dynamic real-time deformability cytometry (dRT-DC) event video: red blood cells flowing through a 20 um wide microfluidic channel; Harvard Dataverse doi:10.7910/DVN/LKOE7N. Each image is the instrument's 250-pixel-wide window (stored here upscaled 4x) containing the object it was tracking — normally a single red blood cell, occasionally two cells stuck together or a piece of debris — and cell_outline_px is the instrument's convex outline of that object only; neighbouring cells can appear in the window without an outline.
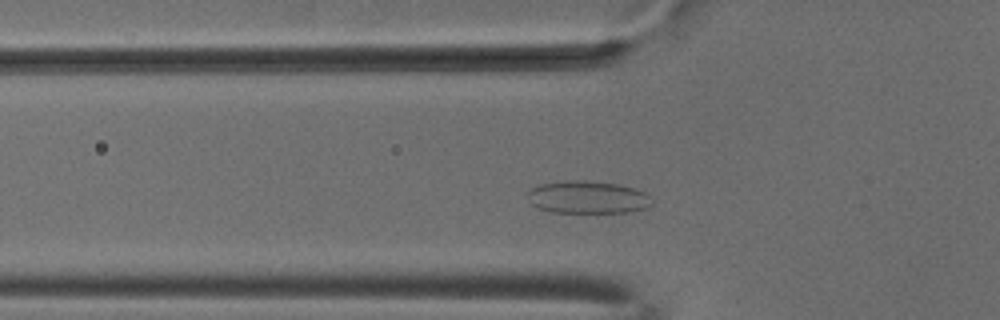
{"species": "common noctule bat (a hibernating species)", "species_latin": "Nyctalus noctula", "temperature_condition": "cold", "stored_images_in_passage": 45, "camera_frame_rate_fps": 3000, "um_per_image_px": 0.085, "animal": {"sex": "male", "body_mass_g": 18.8}, "frame": {"image": 1, "passage_image": 10, "time_ms": 3.0, "image_size_px": [1000, 320], "cell_outline_px": [[652, 204], [648, 208], [628, 212], [552, 212], [540, 208], [532, 204], [528, 200], [528, 192], [532, 188], [540, 184], [564, 180], [584, 180], [620, 184], [636, 188], [644, 192], [648, 196]], "centroid_in_image_um": [49.96, 16.75], "position_along_channel_um": 75.8, "area_um2": 23.64}}
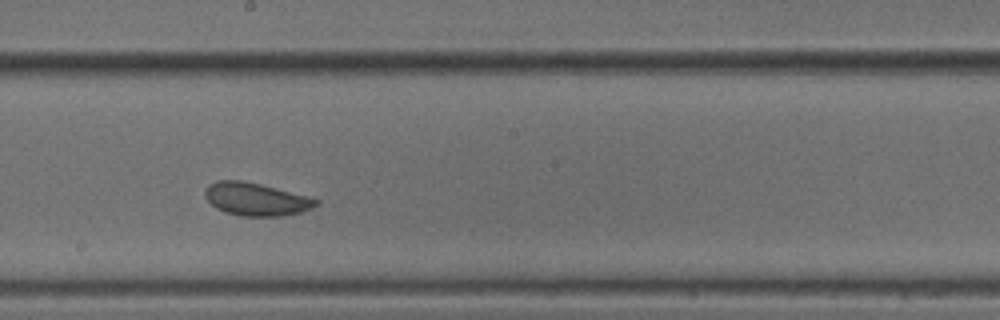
{"frame": {"image": 2, "passage_image": 22, "time_ms": 7.0, "image_size_px": [1000, 320], "cell_outline_px": [[320, 204], [312, 208], [300, 212], [284, 216], [240, 216], [224, 212], [216, 208], [204, 196], [204, 192], [208, 184], [216, 180], [240, 180], [260, 184], [312, 196], [320, 200]], "centroid_in_image_um": [21.8, 16.93], "position_along_channel_um": 226.4, "area_um2": 21.62}}
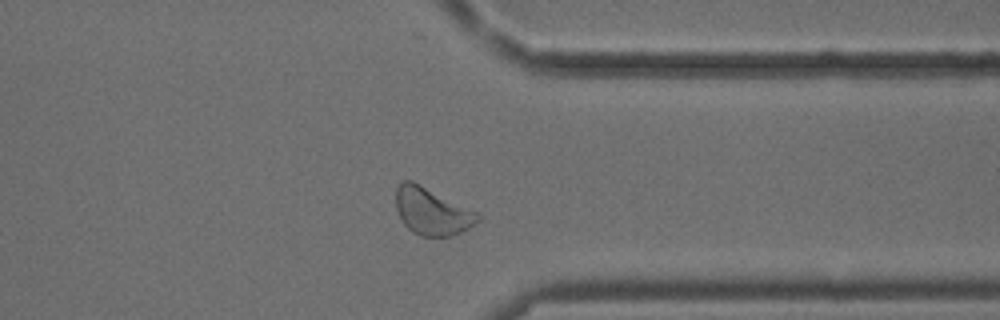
{"frame": {"image": 3, "passage_image": 34, "time_ms": 11.0, "image_size_px": [1000, 320], "cell_outline_px": [[484, 216], [480, 220], [468, 228], [460, 232], [448, 236], [420, 236], [412, 232], [404, 224], [396, 208], [396, 188], [400, 180], [412, 180], [480, 212]], "centroid_in_image_um": [36.74, 17.94], "position_along_channel_um": 374.7, "area_um2": 22.83}, "authors_computed_cell_mechanics": {"area_um2": 22.3686, "velocity_mm_per_s": 3.7575, "shape_relaxation_time_tau1_ms": null, "shape_relaxation_time_tau2_ms": 1.1456, "deformation_change_tau1": null, "deformation_change_tau2": 0.0595}}